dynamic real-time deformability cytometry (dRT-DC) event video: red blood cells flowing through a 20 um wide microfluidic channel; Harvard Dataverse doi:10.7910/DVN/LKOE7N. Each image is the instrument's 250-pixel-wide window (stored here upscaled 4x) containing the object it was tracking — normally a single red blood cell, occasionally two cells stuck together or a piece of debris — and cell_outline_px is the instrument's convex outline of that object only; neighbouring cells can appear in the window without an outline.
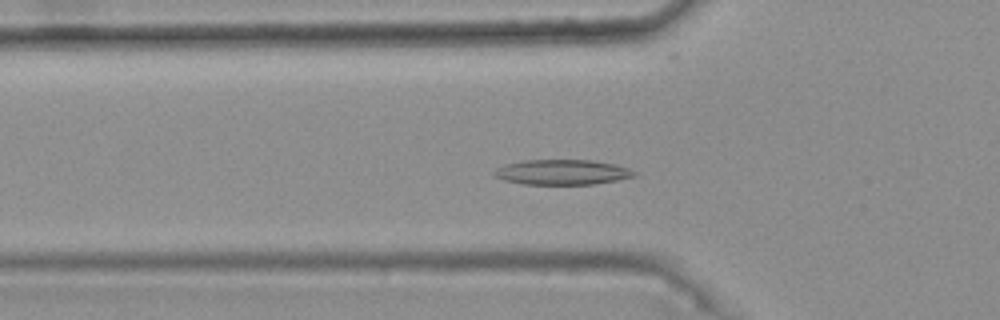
{"species": "common noctule bat (a hibernating species)", "species_latin": "Nyctalus noctula", "temperature_condition": "warm", "stored_images_in_passage": 39, "camera_frame_rate_fps": 3000, "um_per_image_px": 0.085, "animal": {"sex": "female", "body_mass_g": 25.1}, "frame": {"image": 1, "passage_image": 15, "time_ms": 4.667, "image_size_px": [1000, 320], "cell_outline_px": [[636, 176], [616, 180], [592, 184], [524, 184], [504, 180], [496, 176], [492, 172], [496, 168], [504, 164], [520, 160], [592, 160], [616, 164], [628, 168], [636, 172]], "centroid_in_image_um": [47.77, 14.62], "position_along_channel_um": 78.0, "area_um2": 20.52}}
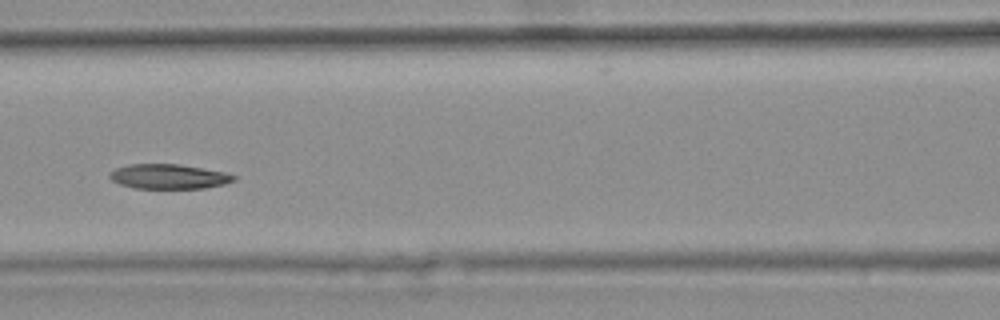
{"frame": {"image": 2, "passage_image": 21, "time_ms": 6.667, "image_size_px": [1000, 320], "cell_outline_px": [[236, 180], [224, 184], [204, 188], [136, 188], [120, 184], [112, 180], [108, 176], [116, 168], [128, 164], [180, 164], [224, 172], [236, 176]], "centroid_in_image_um": [14.35, 15.0], "position_along_channel_um": 152.2, "area_um2": 17.74}}
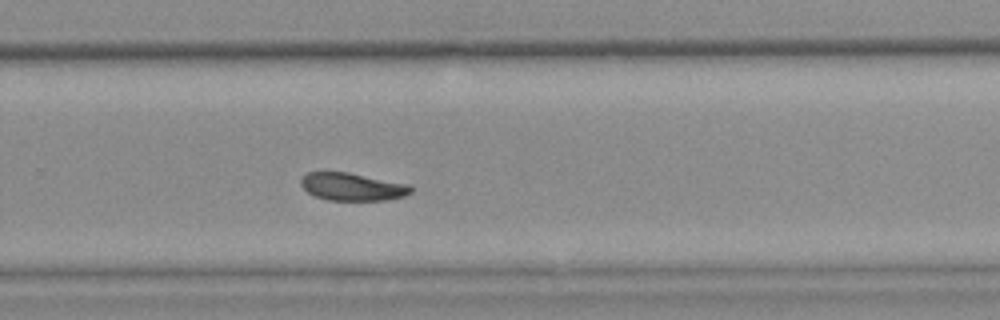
{"frame": {"image": 3, "passage_image": 33, "time_ms": 10.667, "image_size_px": [1000, 320], "cell_outline_px": [[412, 192], [404, 196], [388, 200], [328, 200], [316, 196], [308, 192], [300, 184], [300, 176], [308, 172], [348, 172], [408, 184], [412, 188]], "centroid_in_image_um": [29.93, 15.87], "position_along_channel_um": 299.9, "area_um2": 17.74}, "authors_computed_cell_mechanics": {"area_um2": 19.363, "velocity_mm_per_s": 3.7005, "shape_relaxation_time_tau1_ms": 6.6234, "shape_relaxation_time_tau2_ms": 5.9274, "deformation_change_tau1": 0.1455, "deformation_change_tau2": 0.1127}}